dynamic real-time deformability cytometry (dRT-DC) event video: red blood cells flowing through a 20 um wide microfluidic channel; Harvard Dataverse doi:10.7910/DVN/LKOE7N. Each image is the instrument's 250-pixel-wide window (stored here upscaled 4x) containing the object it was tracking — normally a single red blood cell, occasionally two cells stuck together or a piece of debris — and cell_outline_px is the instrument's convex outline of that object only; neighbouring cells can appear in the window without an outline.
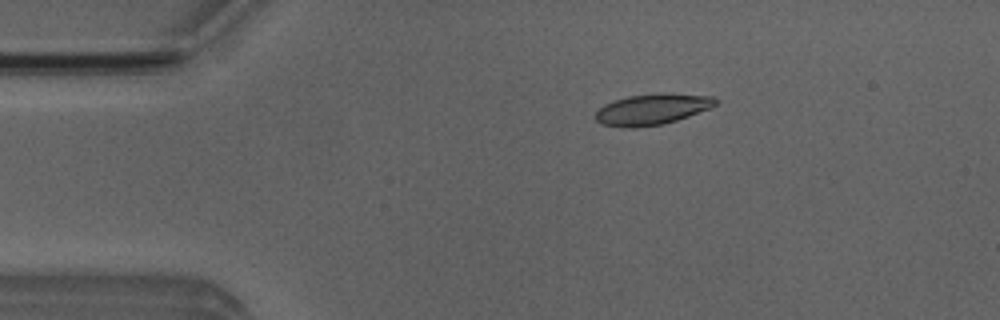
{"species": "Egyptian fruit bat (a non-hibernating species)", "species_latin": "Rousettus aegyptiacus", "temperature_condition": "room temperature", "stored_images_in_passage": 51, "camera_frame_rate_fps": 3000, "um_per_image_px": 0.085, "animal": {"sex": "male"}, "frame": {"image": 1, "passage_image": 9, "time_ms": 2.667, "image_size_px": [1000, 320], "cell_outline_px": [[716, 104], [708, 108], [688, 116], [664, 124], [632, 128], [628, 128], [600, 124], [596, 120], [596, 112], [604, 104], [628, 96], [656, 92], [664, 92], [712, 96], [716, 100]], "centroid_in_image_um": [55.4, 9.28], "position_along_channel_um": 29.6, "area_um2": 21.62}}
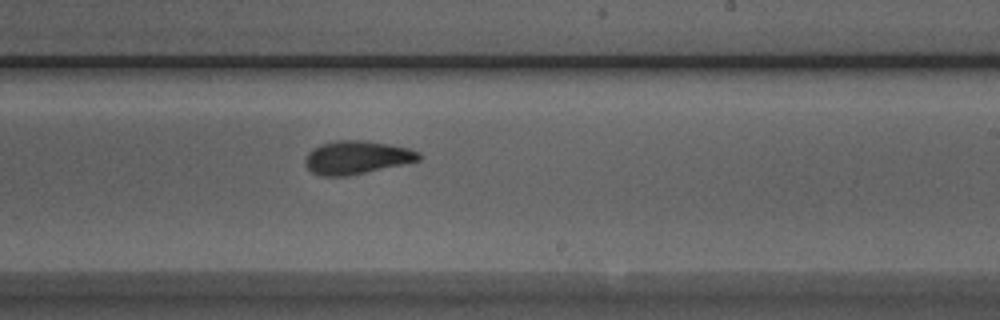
{"frame": {"image": 2, "passage_image": 30, "time_ms": 9.667, "image_size_px": [1000, 320], "cell_outline_px": [[420, 160], [348, 176], [320, 176], [312, 172], [304, 164], [304, 160], [308, 152], [312, 148], [320, 144], [336, 140], [364, 140], [388, 144], [408, 148], [420, 152]], "centroid_in_image_um": [30.27, 13.38], "position_along_channel_um": 258.7, "area_um2": 22.02}}
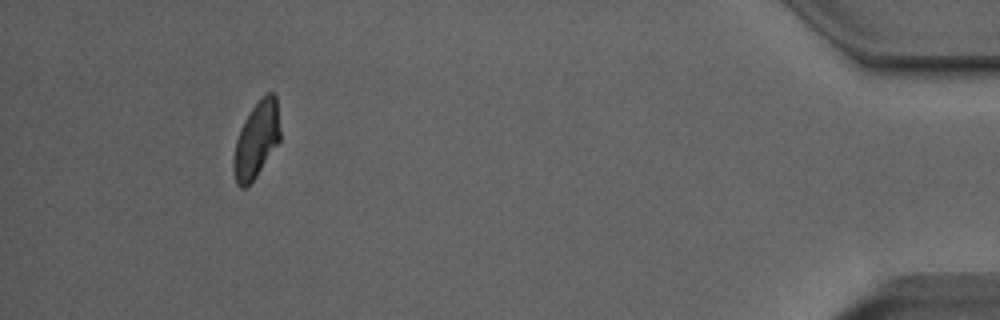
{"frame": {"image": 3, "passage_image": 47, "time_ms": 15.333, "image_size_px": [1000, 320], "cell_outline_px": [[280, 140], [256, 176], [244, 188], [240, 188], [236, 184], [232, 172], [232, 160], [236, 140], [240, 128], [244, 120], [252, 108], [268, 92], [272, 92], [276, 96], [280, 128]], "centroid_in_image_um": [21.77, 11.91], "position_along_channel_um": 413.4, "area_um2": 20.58}, "authors_computed_cell_mechanics": {"area_um2": 21.5016, "velocity_mm_per_s": 3.9877, "shape_relaxation_time_tau1_ms": 4.2399, "shape_relaxation_time_tau2_ms": 2.0313, "deformation_change_tau1": 0.1424, "deformation_change_tau2": 0.0776}}